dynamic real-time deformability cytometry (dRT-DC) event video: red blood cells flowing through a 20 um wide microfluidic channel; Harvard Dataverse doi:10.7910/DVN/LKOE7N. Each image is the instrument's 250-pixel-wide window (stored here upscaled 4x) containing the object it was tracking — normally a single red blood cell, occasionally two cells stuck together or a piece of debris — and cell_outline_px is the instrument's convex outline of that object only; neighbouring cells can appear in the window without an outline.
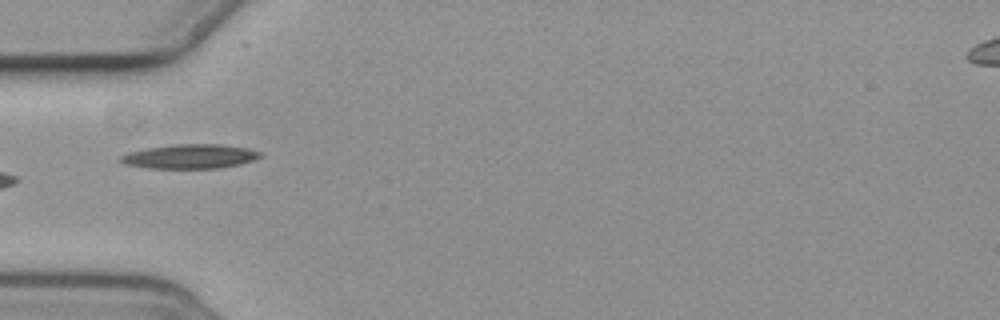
{"species": "common noctule bat (a hibernating species)", "species_latin": "Nyctalus noctula", "temperature_condition": "cold", "stored_images_in_passage": 2, "camera_frame_rate_fps": 3000, "um_per_image_px": 0.085, "animal": {"sex": "female", "body_mass_g": 19.3, "forearm_length_mm": 54.1}, "frame": {"image": 1, "passage_image": 2, "time_ms": 1.333, "image_size_px": [1000, 320], "cell_outline_px": [[264, 156], [256, 160], [240, 164], [220, 168], [148, 168], [124, 164], [120, 160], [120, 156], [128, 152], [148, 148], [176, 144], [220, 144], [248, 148], [264, 152]], "centroid_in_image_um": [16.23, 13.29], "position_along_channel_um": 68.8, "area_um2": 19.94}}